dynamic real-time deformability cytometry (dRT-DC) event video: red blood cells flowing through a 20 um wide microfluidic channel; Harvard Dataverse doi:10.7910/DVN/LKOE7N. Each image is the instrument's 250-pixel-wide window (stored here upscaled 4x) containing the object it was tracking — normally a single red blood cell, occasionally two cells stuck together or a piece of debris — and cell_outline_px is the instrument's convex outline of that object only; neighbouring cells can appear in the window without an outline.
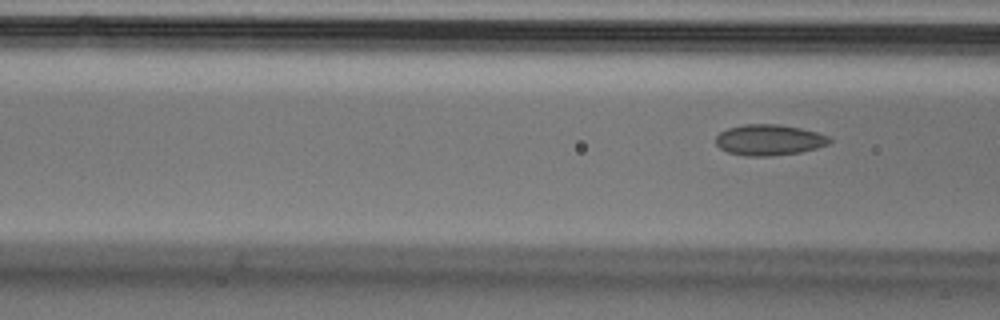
{"species": "Egyptian fruit bat (a non-hibernating species)", "species_latin": "Rousettus aegyptiacus", "temperature_condition": "cold", "stored_images_in_passage": 7, "segment_of_instrument_passage": [2, 2], "camera_frame_rate_fps": 3000, "um_per_image_px": 0.085, "animal": {"sex": "male"}, "frame": {"image": 1, "passage_image": 7, "time_ms": 2.0, "image_size_px": [1000, 320], "cell_outline_px": [[832, 140], [828, 144], [816, 148], [800, 152], [772, 156], [744, 156], [728, 152], [720, 148], [716, 144], [716, 136], [720, 132], [728, 128], [744, 124], [776, 124], [800, 128], [816, 132], [828, 136]], "centroid_in_image_um": [65.35, 11.9], "position_along_channel_um": 101.2, "area_um2": 20.4}}